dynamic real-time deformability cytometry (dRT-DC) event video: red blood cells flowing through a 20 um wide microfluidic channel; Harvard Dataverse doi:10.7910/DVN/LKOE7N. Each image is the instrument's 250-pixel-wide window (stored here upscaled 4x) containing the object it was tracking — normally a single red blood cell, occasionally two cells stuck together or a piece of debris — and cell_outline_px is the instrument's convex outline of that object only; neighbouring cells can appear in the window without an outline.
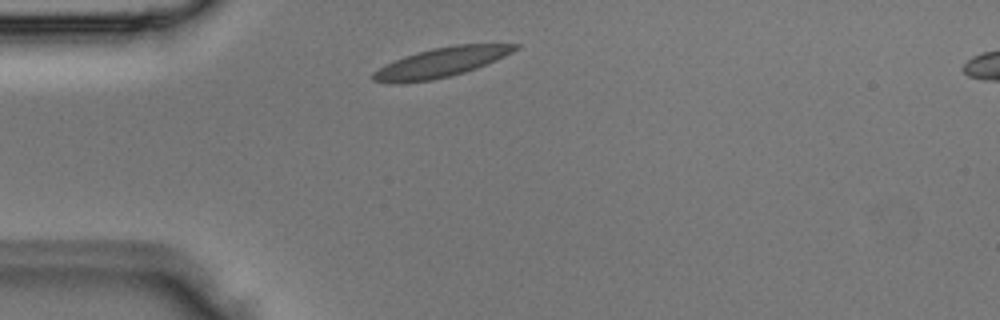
{"species": "Egyptian fruit bat (a non-hibernating species)", "species_latin": "Rousettus aegyptiacus", "temperature_condition": "room temperature", "stored_images_in_passage": 2, "segment_of_instrument_passage": [1, 2], "camera_frame_rate_fps": 3000, "um_per_image_px": 0.085, "animal": {"sex": "male"}, "frame": {"image": 1, "passage_image": 1, "time_ms": 0.0, "image_size_px": [1000, 320], "cell_outline_px": [[520, 48], [496, 60], [476, 68], [464, 72], [432, 80], [396, 84], [392, 84], [372, 80], [368, 76], [372, 72], [384, 64], [404, 56], [432, 48], [452, 44], [520, 44]], "centroid_in_image_um": [37.42, 5.31], "position_along_channel_um": 47.6, "area_um2": 24.62}}